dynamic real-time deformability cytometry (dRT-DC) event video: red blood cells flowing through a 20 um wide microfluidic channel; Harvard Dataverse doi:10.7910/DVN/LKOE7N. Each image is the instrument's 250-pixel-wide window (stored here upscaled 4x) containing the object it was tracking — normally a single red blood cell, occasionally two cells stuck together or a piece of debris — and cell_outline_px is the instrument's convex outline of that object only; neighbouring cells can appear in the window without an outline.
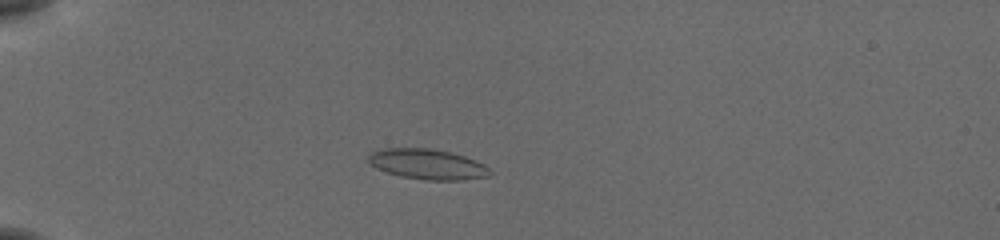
{"species": "common noctule bat (a hibernating species)", "species_latin": "Nyctalus noctula", "temperature_condition": "cold", "stored_images_in_passage": 53, "camera_frame_rate_fps": 3000, "um_per_image_px": 0.085, "animal": {"sex": "female", "body_mass_g": 19.5, "forearm_length_mm": 54.1}, "frame": {"image": 1, "passage_image": 14, "time_ms": 4.333, "image_size_px": [1000, 240], "cell_outline_px": [[492, 172], [488, 176], [464, 180], [428, 180], [400, 176], [376, 168], [368, 164], [368, 156], [372, 152], [384, 148], [432, 148], [464, 156], [476, 160], [484, 164]], "centroid_in_image_um": [36.33, 13.96], "position_along_channel_um": 48.7, "area_um2": 21.44}}
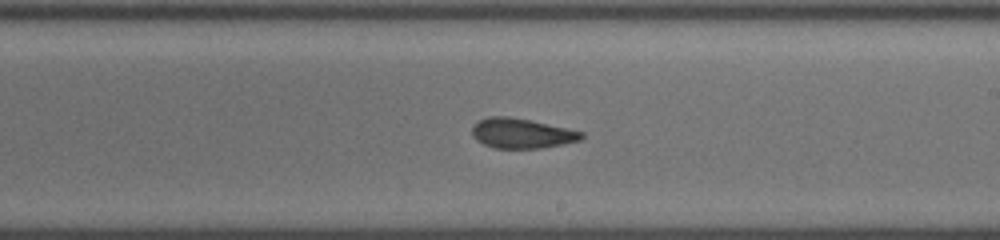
{"frame": {"image": 2, "passage_image": 32, "time_ms": 10.333, "image_size_px": [1000, 240], "cell_outline_px": [[584, 136], [580, 140], [544, 148], [492, 148], [476, 140], [472, 136], [472, 124], [488, 116], [508, 116], [528, 120], [584, 132]], "centroid_in_image_um": [44.3, 11.34], "position_along_channel_um": 244.7, "area_um2": 19.02}}
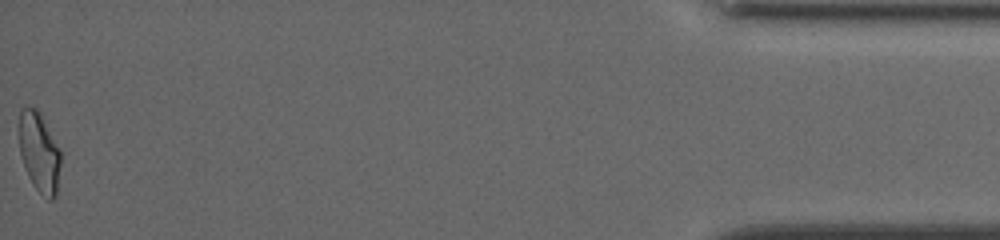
{"frame": {"image": 3, "passage_image": 53, "time_ms": 17.333, "image_size_px": [1000, 240], "cell_outline_px": [[60, 164], [56, 196], [52, 200], [48, 200], [32, 184], [28, 176], [20, 152], [20, 108], [28, 104], [36, 108], [40, 112], [60, 148]], "centroid_in_image_um": [3.35, 12.9], "position_along_channel_um": 431.9, "area_um2": 19.36}, "authors_computed_cell_mechanics": {"area_um2": 19.7098, "velocity_mm_per_s": 3.8227, "shape_relaxation_time_tau1_ms": null, "shape_relaxation_time_tau2_ms": 2.7161, "deformation_change_tau1": null, "deformation_change_tau2": 0.0835}}